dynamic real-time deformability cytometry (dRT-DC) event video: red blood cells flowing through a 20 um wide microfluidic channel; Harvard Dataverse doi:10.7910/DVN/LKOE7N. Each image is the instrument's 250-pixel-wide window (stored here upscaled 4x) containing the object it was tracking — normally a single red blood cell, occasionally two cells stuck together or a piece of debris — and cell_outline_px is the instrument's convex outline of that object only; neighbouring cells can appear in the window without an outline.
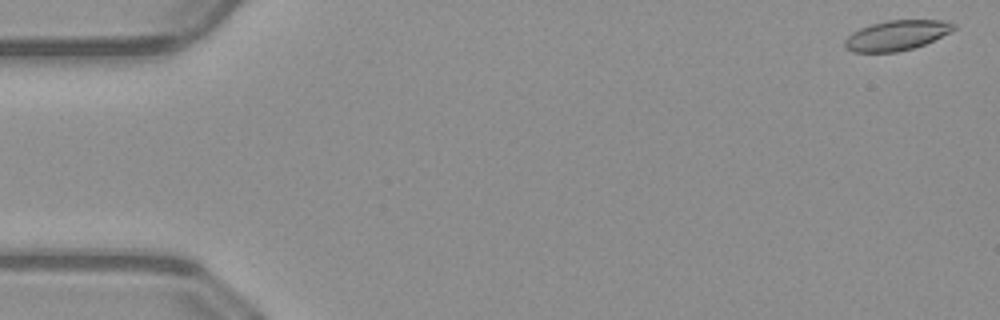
{"species": "common noctule bat (a hibernating species)", "species_latin": "Nyctalus noctula", "temperature_condition": "warm", "stored_images_in_passage": 5, "camera_frame_rate_fps": 3000, "um_per_image_px": 0.085, "animal": {"sex": "male", "body_mass_g": 23.1, "forearm_length_mm": 52.7}, "frame": {"image": 1, "passage_image": 1, "time_ms": 0.0, "image_size_px": [1000, 320], "cell_outline_px": [[956, 28], [924, 44], [912, 48], [896, 52], [852, 52], [844, 48], [844, 40], [852, 32], [860, 28], [872, 24], [888, 20], [944, 20], [956, 24]], "centroid_in_image_um": [76.16, 3.0], "position_along_channel_um": 8.8, "area_um2": 18.9}}